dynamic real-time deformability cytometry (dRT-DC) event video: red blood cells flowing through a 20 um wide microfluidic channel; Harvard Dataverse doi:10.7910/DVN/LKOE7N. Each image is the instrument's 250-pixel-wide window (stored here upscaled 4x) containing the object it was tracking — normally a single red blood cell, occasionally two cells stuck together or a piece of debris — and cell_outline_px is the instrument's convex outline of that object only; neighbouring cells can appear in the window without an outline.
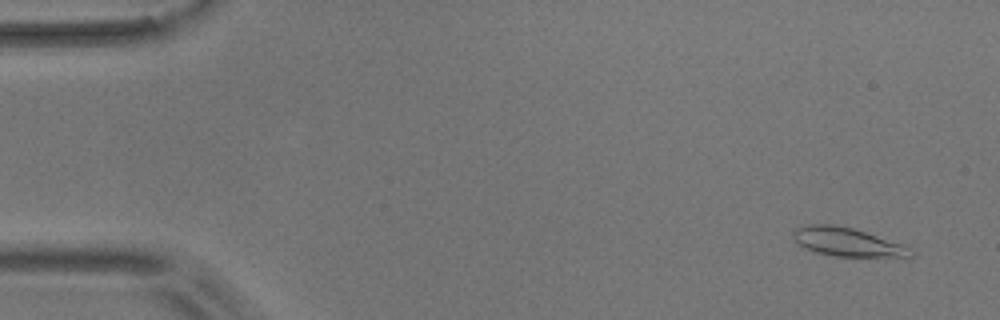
{"species": "common noctule bat (a hibernating species)", "species_latin": "Nyctalus noctula", "temperature_condition": "room temperature", "stored_images_in_passage": 56, "camera_frame_rate_fps": 3000, "um_per_image_px": 0.085, "animal": {"sex": "male", "body_mass_g": 17.9}, "frame": {"image": 1, "passage_image": 3, "time_ms": 0.667, "image_size_px": [1000, 320], "cell_outline_px": [[916, 252], [912, 256], [836, 256], [816, 252], [804, 248], [792, 236], [792, 232], [796, 228], [808, 224], [836, 224], [852, 228], [904, 244], [912, 248]], "centroid_in_image_um": [72.03, 20.56], "position_along_channel_um": 13.0, "area_um2": 19.48}}
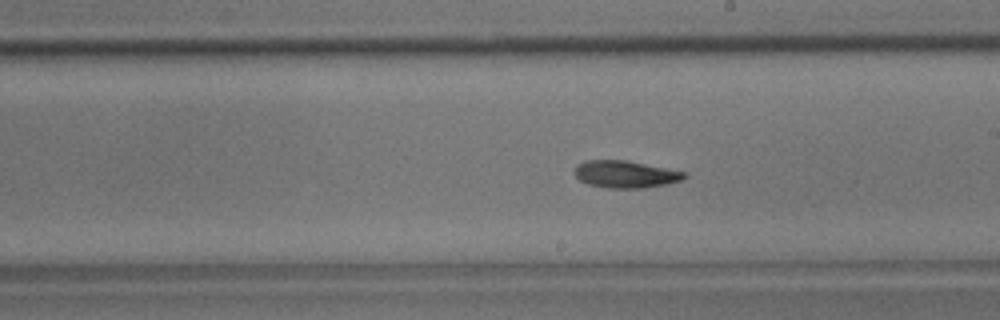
{"frame": {"image": 2, "passage_image": 31, "time_ms": 10.0, "image_size_px": [1000, 320], "cell_outline_px": [[688, 176], [680, 180], [668, 184], [644, 188], [608, 188], [588, 184], [580, 180], [572, 172], [576, 164], [584, 160], [628, 160], [688, 172]], "centroid_in_image_um": [53.16, 14.8], "position_along_channel_um": 235.8, "area_um2": 17.74}}
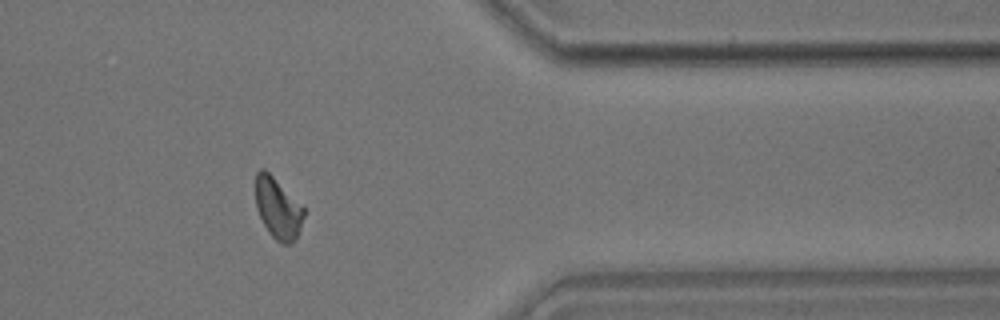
{"frame": {"image": 3, "passage_image": 45, "time_ms": 14.667, "image_size_px": [1000, 320], "cell_outline_px": [[304, 216], [300, 228], [292, 244], [280, 244], [268, 232], [256, 208], [256, 172], [260, 168], [264, 168], [304, 208]], "centroid_in_image_um": [23.6, 17.73], "position_along_channel_um": 387.8, "area_um2": 16.82}, "authors_computed_cell_mechanics": {"area_um2": 17.629, "velocity_mm_per_s": 3.6353, "shape_relaxation_time_tau1_ms": 5.1884, "shape_relaxation_time_tau2_ms": null, "deformation_change_tau1": 0.1285, "deformation_change_tau2": null}}